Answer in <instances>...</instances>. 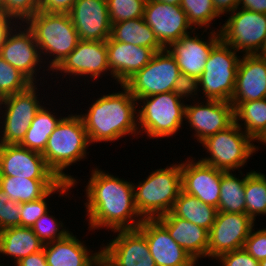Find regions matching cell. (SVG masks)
Returning a JSON list of instances; mask_svg holds the SVG:
<instances>
[{
    "label": "cell",
    "instance_id": "cell-1",
    "mask_svg": "<svg viewBox=\"0 0 266 266\" xmlns=\"http://www.w3.org/2000/svg\"><path fill=\"white\" fill-rule=\"evenodd\" d=\"M86 188V213L90 229L106 227L112 231L137 229L143 219L135 205L134 183L92 170Z\"/></svg>",
    "mask_w": 266,
    "mask_h": 266
},
{
    "label": "cell",
    "instance_id": "cell-2",
    "mask_svg": "<svg viewBox=\"0 0 266 266\" xmlns=\"http://www.w3.org/2000/svg\"><path fill=\"white\" fill-rule=\"evenodd\" d=\"M121 87V92L97 98L89 110L80 115L90 143L118 141L127 134L139 135L138 116L135 115H138L136 107L140 104L124 85Z\"/></svg>",
    "mask_w": 266,
    "mask_h": 266
},
{
    "label": "cell",
    "instance_id": "cell-3",
    "mask_svg": "<svg viewBox=\"0 0 266 266\" xmlns=\"http://www.w3.org/2000/svg\"><path fill=\"white\" fill-rule=\"evenodd\" d=\"M89 145L90 141L81 116L71 114L63 117L50 134L42 156L60 180L68 181L74 187L78 179L75 180L63 170L85 159Z\"/></svg>",
    "mask_w": 266,
    "mask_h": 266
},
{
    "label": "cell",
    "instance_id": "cell-4",
    "mask_svg": "<svg viewBox=\"0 0 266 266\" xmlns=\"http://www.w3.org/2000/svg\"><path fill=\"white\" fill-rule=\"evenodd\" d=\"M25 23L34 34L41 56H53V59L50 57V66L48 65L47 71L55 72L54 69L75 49L80 41L69 13L39 10Z\"/></svg>",
    "mask_w": 266,
    "mask_h": 266
},
{
    "label": "cell",
    "instance_id": "cell-5",
    "mask_svg": "<svg viewBox=\"0 0 266 266\" xmlns=\"http://www.w3.org/2000/svg\"><path fill=\"white\" fill-rule=\"evenodd\" d=\"M134 187L137 212L142 219H157L169 213L182 191L181 163L156 169Z\"/></svg>",
    "mask_w": 266,
    "mask_h": 266
},
{
    "label": "cell",
    "instance_id": "cell-6",
    "mask_svg": "<svg viewBox=\"0 0 266 266\" xmlns=\"http://www.w3.org/2000/svg\"><path fill=\"white\" fill-rule=\"evenodd\" d=\"M138 101L144 104L137 110L139 135L142 130L141 133L153 139L169 138L181 128L186 104L174 92L159 93Z\"/></svg>",
    "mask_w": 266,
    "mask_h": 266
},
{
    "label": "cell",
    "instance_id": "cell-7",
    "mask_svg": "<svg viewBox=\"0 0 266 266\" xmlns=\"http://www.w3.org/2000/svg\"><path fill=\"white\" fill-rule=\"evenodd\" d=\"M241 126L243 123L234 122L227 129L205 139L201 143L202 147L211 155L200 158V161L224 172L239 171L249 157L259 150Z\"/></svg>",
    "mask_w": 266,
    "mask_h": 266
},
{
    "label": "cell",
    "instance_id": "cell-8",
    "mask_svg": "<svg viewBox=\"0 0 266 266\" xmlns=\"http://www.w3.org/2000/svg\"><path fill=\"white\" fill-rule=\"evenodd\" d=\"M240 58L237 51L222 40L212 48L199 78V87L207 99L231 101Z\"/></svg>",
    "mask_w": 266,
    "mask_h": 266
},
{
    "label": "cell",
    "instance_id": "cell-9",
    "mask_svg": "<svg viewBox=\"0 0 266 266\" xmlns=\"http://www.w3.org/2000/svg\"><path fill=\"white\" fill-rule=\"evenodd\" d=\"M221 26V40L244 55L258 54L266 38V14L236 8Z\"/></svg>",
    "mask_w": 266,
    "mask_h": 266
},
{
    "label": "cell",
    "instance_id": "cell-10",
    "mask_svg": "<svg viewBox=\"0 0 266 266\" xmlns=\"http://www.w3.org/2000/svg\"><path fill=\"white\" fill-rule=\"evenodd\" d=\"M180 73L176 59L166 48L155 52L149 63L123 85L138 100L159 93L173 92L175 80Z\"/></svg>",
    "mask_w": 266,
    "mask_h": 266
},
{
    "label": "cell",
    "instance_id": "cell-11",
    "mask_svg": "<svg viewBox=\"0 0 266 266\" xmlns=\"http://www.w3.org/2000/svg\"><path fill=\"white\" fill-rule=\"evenodd\" d=\"M35 89L38 90L34 83L25 91L0 100V114L4 113L3 122H0L4 124L0 144L18 145L22 142L35 114L42 107ZM2 105L6 109L3 110L5 112L1 109Z\"/></svg>",
    "mask_w": 266,
    "mask_h": 266
},
{
    "label": "cell",
    "instance_id": "cell-12",
    "mask_svg": "<svg viewBox=\"0 0 266 266\" xmlns=\"http://www.w3.org/2000/svg\"><path fill=\"white\" fill-rule=\"evenodd\" d=\"M254 225L246 213L218 211L209 230L207 257L216 259L223 253L243 248Z\"/></svg>",
    "mask_w": 266,
    "mask_h": 266
},
{
    "label": "cell",
    "instance_id": "cell-13",
    "mask_svg": "<svg viewBox=\"0 0 266 266\" xmlns=\"http://www.w3.org/2000/svg\"><path fill=\"white\" fill-rule=\"evenodd\" d=\"M143 18L165 49L184 35L196 31L188 22L184 10L177 5L147 0ZM189 29L193 30L189 32Z\"/></svg>",
    "mask_w": 266,
    "mask_h": 266
},
{
    "label": "cell",
    "instance_id": "cell-14",
    "mask_svg": "<svg viewBox=\"0 0 266 266\" xmlns=\"http://www.w3.org/2000/svg\"><path fill=\"white\" fill-rule=\"evenodd\" d=\"M202 103L185 106V118L194 137L201 144L205 139L227 129L235 122L234 107L231 102L205 99ZM205 103V105H204Z\"/></svg>",
    "mask_w": 266,
    "mask_h": 266
},
{
    "label": "cell",
    "instance_id": "cell-15",
    "mask_svg": "<svg viewBox=\"0 0 266 266\" xmlns=\"http://www.w3.org/2000/svg\"><path fill=\"white\" fill-rule=\"evenodd\" d=\"M21 25L22 23L10 32L0 48V56L34 84V82L37 83L35 76L38 65L41 66L43 63L41 60L44 58L41 56L32 30L26 24L22 25V29Z\"/></svg>",
    "mask_w": 266,
    "mask_h": 266
},
{
    "label": "cell",
    "instance_id": "cell-16",
    "mask_svg": "<svg viewBox=\"0 0 266 266\" xmlns=\"http://www.w3.org/2000/svg\"><path fill=\"white\" fill-rule=\"evenodd\" d=\"M117 237L101 246V254L113 266H156L146 237L138 229L116 230ZM103 248V249H102Z\"/></svg>",
    "mask_w": 266,
    "mask_h": 266
},
{
    "label": "cell",
    "instance_id": "cell-17",
    "mask_svg": "<svg viewBox=\"0 0 266 266\" xmlns=\"http://www.w3.org/2000/svg\"><path fill=\"white\" fill-rule=\"evenodd\" d=\"M0 176L27 179H59L41 153L19 144H0Z\"/></svg>",
    "mask_w": 266,
    "mask_h": 266
},
{
    "label": "cell",
    "instance_id": "cell-18",
    "mask_svg": "<svg viewBox=\"0 0 266 266\" xmlns=\"http://www.w3.org/2000/svg\"><path fill=\"white\" fill-rule=\"evenodd\" d=\"M147 240L156 266H195L196 261L157 219H143L137 228Z\"/></svg>",
    "mask_w": 266,
    "mask_h": 266
},
{
    "label": "cell",
    "instance_id": "cell-19",
    "mask_svg": "<svg viewBox=\"0 0 266 266\" xmlns=\"http://www.w3.org/2000/svg\"><path fill=\"white\" fill-rule=\"evenodd\" d=\"M69 15L80 40L106 41L111 21L106 0H76Z\"/></svg>",
    "mask_w": 266,
    "mask_h": 266
},
{
    "label": "cell",
    "instance_id": "cell-20",
    "mask_svg": "<svg viewBox=\"0 0 266 266\" xmlns=\"http://www.w3.org/2000/svg\"><path fill=\"white\" fill-rule=\"evenodd\" d=\"M182 191L218 209L221 170L200 160L181 163Z\"/></svg>",
    "mask_w": 266,
    "mask_h": 266
},
{
    "label": "cell",
    "instance_id": "cell-21",
    "mask_svg": "<svg viewBox=\"0 0 266 266\" xmlns=\"http://www.w3.org/2000/svg\"><path fill=\"white\" fill-rule=\"evenodd\" d=\"M54 70L75 77L89 75L93 80L101 74L104 75L105 71H110L106 41L80 40L75 49Z\"/></svg>",
    "mask_w": 266,
    "mask_h": 266
},
{
    "label": "cell",
    "instance_id": "cell-22",
    "mask_svg": "<svg viewBox=\"0 0 266 266\" xmlns=\"http://www.w3.org/2000/svg\"><path fill=\"white\" fill-rule=\"evenodd\" d=\"M190 34L192 35L189 33L173 42L167 49L176 59L181 73L199 79L212 48L221 40V37L219 31L215 30L210 32L208 42L198 37L196 33H193L195 34L193 37Z\"/></svg>",
    "mask_w": 266,
    "mask_h": 266
},
{
    "label": "cell",
    "instance_id": "cell-23",
    "mask_svg": "<svg viewBox=\"0 0 266 266\" xmlns=\"http://www.w3.org/2000/svg\"><path fill=\"white\" fill-rule=\"evenodd\" d=\"M241 57L230 101L234 109L242 102L266 98V58L257 54Z\"/></svg>",
    "mask_w": 266,
    "mask_h": 266
},
{
    "label": "cell",
    "instance_id": "cell-24",
    "mask_svg": "<svg viewBox=\"0 0 266 266\" xmlns=\"http://www.w3.org/2000/svg\"><path fill=\"white\" fill-rule=\"evenodd\" d=\"M106 46L110 75L120 85L144 68L155 53L151 48L118 42L110 37Z\"/></svg>",
    "mask_w": 266,
    "mask_h": 266
},
{
    "label": "cell",
    "instance_id": "cell-25",
    "mask_svg": "<svg viewBox=\"0 0 266 266\" xmlns=\"http://www.w3.org/2000/svg\"><path fill=\"white\" fill-rule=\"evenodd\" d=\"M157 220L168 230L170 236L192 258L198 262L199 258L207 257L209 231L186 219L174 216L171 212L158 217Z\"/></svg>",
    "mask_w": 266,
    "mask_h": 266
},
{
    "label": "cell",
    "instance_id": "cell-26",
    "mask_svg": "<svg viewBox=\"0 0 266 266\" xmlns=\"http://www.w3.org/2000/svg\"><path fill=\"white\" fill-rule=\"evenodd\" d=\"M43 251L48 266H98L101 256V250L91 253L71 231L61 240L44 244Z\"/></svg>",
    "mask_w": 266,
    "mask_h": 266
},
{
    "label": "cell",
    "instance_id": "cell-27",
    "mask_svg": "<svg viewBox=\"0 0 266 266\" xmlns=\"http://www.w3.org/2000/svg\"><path fill=\"white\" fill-rule=\"evenodd\" d=\"M44 243L31 227H9L0 230V254L14 257V263L43 250Z\"/></svg>",
    "mask_w": 266,
    "mask_h": 266
},
{
    "label": "cell",
    "instance_id": "cell-28",
    "mask_svg": "<svg viewBox=\"0 0 266 266\" xmlns=\"http://www.w3.org/2000/svg\"><path fill=\"white\" fill-rule=\"evenodd\" d=\"M110 38L118 42L151 48L154 52L165 49L143 17L112 24Z\"/></svg>",
    "mask_w": 266,
    "mask_h": 266
},
{
    "label": "cell",
    "instance_id": "cell-29",
    "mask_svg": "<svg viewBox=\"0 0 266 266\" xmlns=\"http://www.w3.org/2000/svg\"><path fill=\"white\" fill-rule=\"evenodd\" d=\"M60 179H27L24 177L0 176V189L12 201L30 202L43 197Z\"/></svg>",
    "mask_w": 266,
    "mask_h": 266
},
{
    "label": "cell",
    "instance_id": "cell-30",
    "mask_svg": "<svg viewBox=\"0 0 266 266\" xmlns=\"http://www.w3.org/2000/svg\"><path fill=\"white\" fill-rule=\"evenodd\" d=\"M170 212L209 231L218 211L217 208L181 191Z\"/></svg>",
    "mask_w": 266,
    "mask_h": 266
},
{
    "label": "cell",
    "instance_id": "cell-31",
    "mask_svg": "<svg viewBox=\"0 0 266 266\" xmlns=\"http://www.w3.org/2000/svg\"><path fill=\"white\" fill-rule=\"evenodd\" d=\"M51 113L44 106L37 111L22 142L19 144L20 146L41 154L44 152L50 134L63 118H58L54 115L55 113Z\"/></svg>",
    "mask_w": 266,
    "mask_h": 266
},
{
    "label": "cell",
    "instance_id": "cell-32",
    "mask_svg": "<svg viewBox=\"0 0 266 266\" xmlns=\"http://www.w3.org/2000/svg\"><path fill=\"white\" fill-rule=\"evenodd\" d=\"M246 175L242 179L232 171H221L220 196L217 211L246 213L245 202Z\"/></svg>",
    "mask_w": 266,
    "mask_h": 266
},
{
    "label": "cell",
    "instance_id": "cell-33",
    "mask_svg": "<svg viewBox=\"0 0 266 266\" xmlns=\"http://www.w3.org/2000/svg\"><path fill=\"white\" fill-rule=\"evenodd\" d=\"M234 117L235 122H244V132L258 142L266 133V98L240 103Z\"/></svg>",
    "mask_w": 266,
    "mask_h": 266
},
{
    "label": "cell",
    "instance_id": "cell-34",
    "mask_svg": "<svg viewBox=\"0 0 266 266\" xmlns=\"http://www.w3.org/2000/svg\"><path fill=\"white\" fill-rule=\"evenodd\" d=\"M246 214L253 220L257 215H266V176L250 171L245 182Z\"/></svg>",
    "mask_w": 266,
    "mask_h": 266
},
{
    "label": "cell",
    "instance_id": "cell-35",
    "mask_svg": "<svg viewBox=\"0 0 266 266\" xmlns=\"http://www.w3.org/2000/svg\"><path fill=\"white\" fill-rule=\"evenodd\" d=\"M72 188V184L65 180H60L40 199L21 203V227H32L37 219L48 211L47 199L50 195L59 192L63 196ZM57 191V192H56ZM67 192V193H66Z\"/></svg>",
    "mask_w": 266,
    "mask_h": 266
},
{
    "label": "cell",
    "instance_id": "cell-36",
    "mask_svg": "<svg viewBox=\"0 0 266 266\" xmlns=\"http://www.w3.org/2000/svg\"><path fill=\"white\" fill-rule=\"evenodd\" d=\"M181 8L187 15L188 22L193 28H209V24L220 15L216 12L212 0H182ZM198 26V27H197Z\"/></svg>",
    "mask_w": 266,
    "mask_h": 266
},
{
    "label": "cell",
    "instance_id": "cell-37",
    "mask_svg": "<svg viewBox=\"0 0 266 266\" xmlns=\"http://www.w3.org/2000/svg\"><path fill=\"white\" fill-rule=\"evenodd\" d=\"M33 83L0 56V99L28 89Z\"/></svg>",
    "mask_w": 266,
    "mask_h": 266
},
{
    "label": "cell",
    "instance_id": "cell-38",
    "mask_svg": "<svg viewBox=\"0 0 266 266\" xmlns=\"http://www.w3.org/2000/svg\"><path fill=\"white\" fill-rule=\"evenodd\" d=\"M147 0H106L111 24L143 17Z\"/></svg>",
    "mask_w": 266,
    "mask_h": 266
},
{
    "label": "cell",
    "instance_id": "cell-39",
    "mask_svg": "<svg viewBox=\"0 0 266 266\" xmlns=\"http://www.w3.org/2000/svg\"><path fill=\"white\" fill-rule=\"evenodd\" d=\"M48 212L40 216L31 227L44 244L61 240L70 233L69 230L62 228L64 225L61 221H57L52 215L49 216Z\"/></svg>",
    "mask_w": 266,
    "mask_h": 266
},
{
    "label": "cell",
    "instance_id": "cell-40",
    "mask_svg": "<svg viewBox=\"0 0 266 266\" xmlns=\"http://www.w3.org/2000/svg\"><path fill=\"white\" fill-rule=\"evenodd\" d=\"M40 9V0H4V14L23 24Z\"/></svg>",
    "mask_w": 266,
    "mask_h": 266
},
{
    "label": "cell",
    "instance_id": "cell-41",
    "mask_svg": "<svg viewBox=\"0 0 266 266\" xmlns=\"http://www.w3.org/2000/svg\"><path fill=\"white\" fill-rule=\"evenodd\" d=\"M21 203L10 200L0 189V230L21 226Z\"/></svg>",
    "mask_w": 266,
    "mask_h": 266
},
{
    "label": "cell",
    "instance_id": "cell-42",
    "mask_svg": "<svg viewBox=\"0 0 266 266\" xmlns=\"http://www.w3.org/2000/svg\"><path fill=\"white\" fill-rule=\"evenodd\" d=\"M253 231V232H252ZM243 248L257 261L266 259V228L255 231L253 228L245 240Z\"/></svg>",
    "mask_w": 266,
    "mask_h": 266
},
{
    "label": "cell",
    "instance_id": "cell-43",
    "mask_svg": "<svg viewBox=\"0 0 266 266\" xmlns=\"http://www.w3.org/2000/svg\"><path fill=\"white\" fill-rule=\"evenodd\" d=\"M217 259L222 266H259V261L252 257L244 248L223 253Z\"/></svg>",
    "mask_w": 266,
    "mask_h": 266
},
{
    "label": "cell",
    "instance_id": "cell-44",
    "mask_svg": "<svg viewBox=\"0 0 266 266\" xmlns=\"http://www.w3.org/2000/svg\"><path fill=\"white\" fill-rule=\"evenodd\" d=\"M199 79L192 77L190 75L180 73L177 79L175 80L173 92L178 98L183 100L191 97V95L197 94L199 91Z\"/></svg>",
    "mask_w": 266,
    "mask_h": 266
},
{
    "label": "cell",
    "instance_id": "cell-45",
    "mask_svg": "<svg viewBox=\"0 0 266 266\" xmlns=\"http://www.w3.org/2000/svg\"><path fill=\"white\" fill-rule=\"evenodd\" d=\"M76 0H40V11L69 13Z\"/></svg>",
    "mask_w": 266,
    "mask_h": 266
},
{
    "label": "cell",
    "instance_id": "cell-46",
    "mask_svg": "<svg viewBox=\"0 0 266 266\" xmlns=\"http://www.w3.org/2000/svg\"><path fill=\"white\" fill-rule=\"evenodd\" d=\"M16 266H48L44 251L30 254L26 258L19 260Z\"/></svg>",
    "mask_w": 266,
    "mask_h": 266
},
{
    "label": "cell",
    "instance_id": "cell-47",
    "mask_svg": "<svg viewBox=\"0 0 266 266\" xmlns=\"http://www.w3.org/2000/svg\"><path fill=\"white\" fill-rule=\"evenodd\" d=\"M13 20V22H11ZM15 19L11 16L3 14L0 17V48L6 41L10 32L14 29L13 25L15 23ZM13 23V24H12Z\"/></svg>",
    "mask_w": 266,
    "mask_h": 266
},
{
    "label": "cell",
    "instance_id": "cell-48",
    "mask_svg": "<svg viewBox=\"0 0 266 266\" xmlns=\"http://www.w3.org/2000/svg\"><path fill=\"white\" fill-rule=\"evenodd\" d=\"M214 9L219 15L233 12L238 8L239 0H212Z\"/></svg>",
    "mask_w": 266,
    "mask_h": 266
},
{
    "label": "cell",
    "instance_id": "cell-49",
    "mask_svg": "<svg viewBox=\"0 0 266 266\" xmlns=\"http://www.w3.org/2000/svg\"><path fill=\"white\" fill-rule=\"evenodd\" d=\"M238 8L266 14V0H239Z\"/></svg>",
    "mask_w": 266,
    "mask_h": 266
},
{
    "label": "cell",
    "instance_id": "cell-50",
    "mask_svg": "<svg viewBox=\"0 0 266 266\" xmlns=\"http://www.w3.org/2000/svg\"><path fill=\"white\" fill-rule=\"evenodd\" d=\"M155 1L167 3L170 5H177V6H180L182 2V0H155Z\"/></svg>",
    "mask_w": 266,
    "mask_h": 266
},
{
    "label": "cell",
    "instance_id": "cell-51",
    "mask_svg": "<svg viewBox=\"0 0 266 266\" xmlns=\"http://www.w3.org/2000/svg\"><path fill=\"white\" fill-rule=\"evenodd\" d=\"M98 266H113V265L101 254Z\"/></svg>",
    "mask_w": 266,
    "mask_h": 266
},
{
    "label": "cell",
    "instance_id": "cell-52",
    "mask_svg": "<svg viewBox=\"0 0 266 266\" xmlns=\"http://www.w3.org/2000/svg\"><path fill=\"white\" fill-rule=\"evenodd\" d=\"M257 55L266 58V38H265V41H264V44H263L261 50L258 52Z\"/></svg>",
    "mask_w": 266,
    "mask_h": 266
},
{
    "label": "cell",
    "instance_id": "cell-53",
    "mask_svg": "<svg viewBox=\"0 0 266 266\" xmlns=\"http://www.w3.org/2000/svg\"><path fill=\"white\" fill-rule=\"evenodd\" d=\"M258 141H260L261 143L265 145L266 144V133Z\"/></svg>",
    "mask_w": 266,
    "mask_h": 266
},
{
    "label": "cell",
    "instance_id": "cell-54",
    "mask_svg": "<svg viewBox=\"0 0 266 266\" xmlns=\"http://www.w3.org/2000/svg\"><path fill=\"white\" fill-rule=\"evenodd\" d=\"M0 10L4 13V0H0Z\"/></svg>",
    "mask_w": 266,
    "mask_h": 266
},
{
    "label": "cell",
    "instance_id": "cell-55",
    "mask_svg": "<svg viewBox=\"0 0 266 266\" xmlns=\"http://www.w3.org/2000/svg\"><path fill=\"white\" fill-rule=\"evenodd\" d=\"M259 266H266V259L259 262Z\"/></svg>",
    "mask_w": 266,
    "mask_h": 266
},
{
    "label": "cell",
    "instance_id": "cell-56",
    "mask_svg": "<svg viewBox=\"0 0 266 266\" xmlns=\"http://www.w3.org/2000/svg\"><path fill=\"white\" fill-rule=\"evenodd\" d=\"M4 13L0 10V17L3 15Z\"/></svg>",
    "mask_w": 266,
    "mask_h": 266
}]
</instances>
